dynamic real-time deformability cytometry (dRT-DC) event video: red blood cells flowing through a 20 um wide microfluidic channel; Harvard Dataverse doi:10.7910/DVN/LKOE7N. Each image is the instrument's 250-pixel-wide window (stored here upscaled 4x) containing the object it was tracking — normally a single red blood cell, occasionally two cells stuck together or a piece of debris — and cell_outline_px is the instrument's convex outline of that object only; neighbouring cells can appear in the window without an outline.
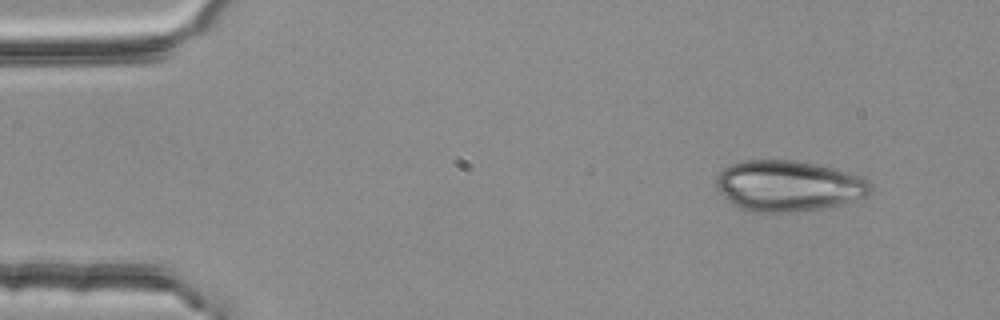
{"species": "common noctule bat (a hibernating species)", "species_latin": "Nyctalus noctula", "temperature_condition": "room temperature", "stored_images_in_passage": 3, "camera_frame_rate_fps": 3000, "um_per_image_px": 0.085, "animal": {"sex": "female", "body_mass_g": 25.1}, "frame": {"image": 1, "passage_image": 1, "time_ms": 0.0, "image_size_px": [1000, 320], "cell_outline_px": [[872, 188], [864, 196], [840, 204], [824, 208], [796, 212], [752, 212], [736, 208], [716, 188], [716, 176], [724, 168], [732, 164], [744, 160], [788, 160], [812, 164], [832, 168], [860, 176], [868, 180], [872, 184]], "centroid_in_image_um": [66.96, 15.81], "position_along_channel_um": 18.0, "area_um2": 45.49}}